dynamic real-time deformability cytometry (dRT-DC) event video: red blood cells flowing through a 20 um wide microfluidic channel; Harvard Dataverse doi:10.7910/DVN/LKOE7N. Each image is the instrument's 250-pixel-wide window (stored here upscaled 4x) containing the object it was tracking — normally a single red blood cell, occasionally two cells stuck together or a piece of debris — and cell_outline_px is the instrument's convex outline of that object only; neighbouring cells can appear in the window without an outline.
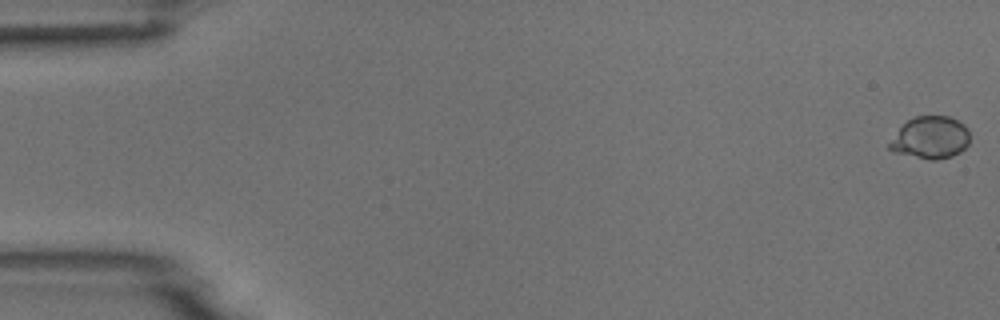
{"species": "common noctule bat (a hibernating species)", "species_latin": "Nyctalus noctula", "temperature_condition": "room temperature", "stored_images_in_passage": 7, "camera_frame_rate_fps": 3000, "um_per_image_px": 0.085, "animal": {"sex": "male", "body_mass_g": 18.8}, "frame": {"image": 1, "passage_image": 1, "time_ms": 0.0, "image_size_px": [1000, 320], "cell_outline_px": [[968, 144], [960, 152], [952, 156], [936, 160], [928, 160], [896, 152], [888, 148], [888, 144], [900, 128], [908, 120], [916, 116], [948, 116], [964, 124], [968, 128]], "centroid_in_image_um": [79.1, 11.71], "position_along_channel_um": 5.9, "area_um2": 19.59}}
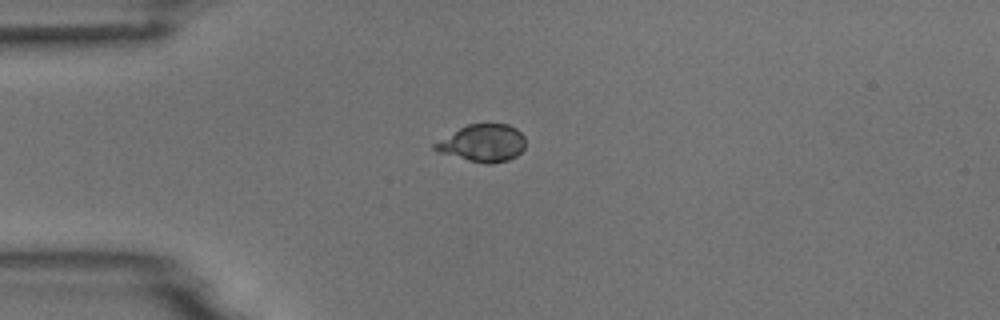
{"frame": {"image": 2, "passage_image": 4, "time_ms": 4.333, "image_size_px": [1000, 320], "cell_outline_px": [[524, 148], [516, 156], [508, 160], [492, 164], [484, 164], [436, 152], [432, 148], [432, 144], [460, 128], [468, 124], [488, 120], [508, 124], [516, 128], [524, 136]], "centroid_in_image_um": [41.02, 12.13], "position_along_channel_um": 44.0, "area_um2": 20.29}}